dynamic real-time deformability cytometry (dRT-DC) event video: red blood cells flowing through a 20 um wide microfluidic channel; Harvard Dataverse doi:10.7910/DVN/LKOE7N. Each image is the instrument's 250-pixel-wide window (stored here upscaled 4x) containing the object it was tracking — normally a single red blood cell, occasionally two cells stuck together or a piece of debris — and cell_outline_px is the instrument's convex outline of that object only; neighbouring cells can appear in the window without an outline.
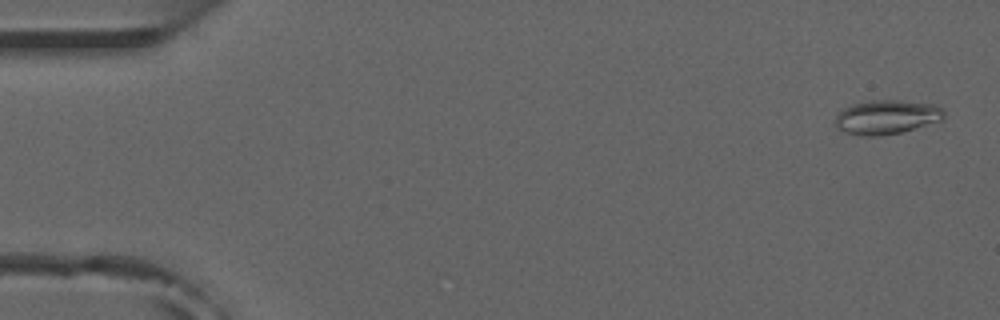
{"species": "common noctule bat (a hibernating species)", "species_latin": "Nyctalus noctula", "temperature_condition": "room temperature", "stored_images_in_passage": 53, "camera_frame_rate_fps": 3000, "um_per_image_px": 0.085, "animal": {"sex": "male", "forearm_length_mm": 52.5}, "frame": {"image": 1, "passage_image": 2, "time_ms": 0.333, "image_size_px": [1000, 320], "cell_outline_px": [[944, 120], [900, 132], [880, 136], [860, 136], [836, 128], [836, 116], [844, 108], [852, 104], [868, 100], [900, 100], [936, 104], [944, 112]], "centroid_in_image_um": [75.38, 9.94], "position_along_channel_um": 9.6, "area_um2": 21.68}}
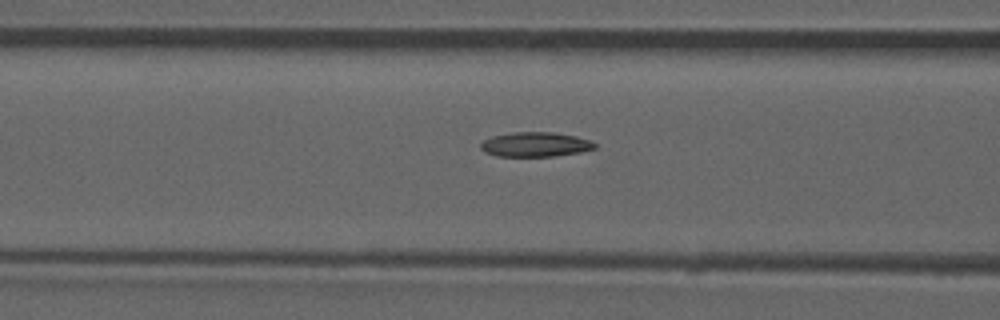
{"frame": {"image": 2, "passage_image": 21, "time_ms": 6.667, "image_size_px": [1000, 320], "cell_outline_px": [[596, 148], [580, 152], [552, 156], [496, 156], [484, 152], [480, 148], [480, 144], [484, 140], [492, 136], [512, 132], [552, 132], [576, 136], [592, 140], [596, 144]], "centroid_in_image_um": [45.5, 12.27], "position_along_channel_um": 121.1, "area_um2": 16.42}}
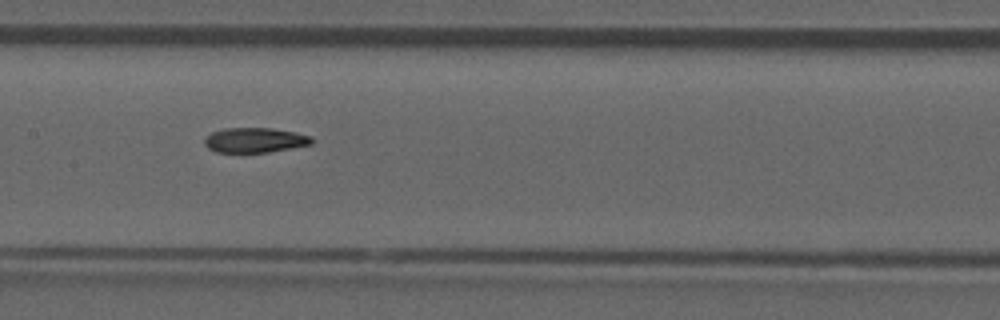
{"frame": {"image": 3, "passage_image": 26, "time_ms": 8.333, "image_size_px": [1000, 320], "cell_outline_px": [[316, 140], [312, 144], [268, 152], [216, 152], [208, 148], [204, 144], [204, 140], [212, 132], [224, 128], [272, 128], [296, 132], [312, 136]], "centroid_in_image_um": [21.71, 11.9], "position_along_channel_um": 185.7, "area_um2": 15.61}, "authors_computed_cell_mechanics": {"area_um2": 16.4152, "velocity_mm_per_s": 3.8678, "shape_relaxation_time_tau1_ms": null, "shape_relaxation_time_tau2_ms": 8.3363, "deformation_change_tau1": null, "deformation_change_tau2": 0.173}}